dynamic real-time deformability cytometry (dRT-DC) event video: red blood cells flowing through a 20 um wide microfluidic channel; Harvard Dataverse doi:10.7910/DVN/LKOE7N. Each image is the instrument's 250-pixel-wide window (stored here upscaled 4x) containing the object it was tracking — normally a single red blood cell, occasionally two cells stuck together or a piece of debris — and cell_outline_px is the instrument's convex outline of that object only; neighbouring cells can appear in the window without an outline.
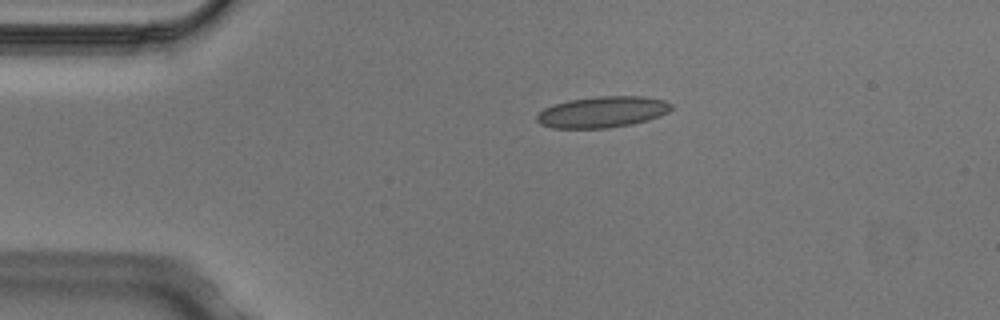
{"species": "Egyptian fruit bat (a non-hibernating species)", "species_latin": "Rousettus aegyptiacus", "temperature_condition": "cold", "stored_images_in_passage": 3, "camera_frame_rate_fps": 3000, "um_per_image_px": 0.085, "animal": {"sex": "male"}, "frame": {"image": 1, "passage_image": 2, "time_ms": 0.333, "image_size_px": [1000, 320], "cell_outline_px": [[672, 108], [668, 112], [660, 116], [648, 120], [632, 124], [608, 128], [552, 128], [540, 124], [536, 120], [536, 116], [544, 108], [568, 100], [596, 96], [644, 96], [664, 100], [672, 104]], "centroid_in_image_um": [51.22, 9.52], "position_along_channel_um": 33.8, "area_um2": 24.51}}